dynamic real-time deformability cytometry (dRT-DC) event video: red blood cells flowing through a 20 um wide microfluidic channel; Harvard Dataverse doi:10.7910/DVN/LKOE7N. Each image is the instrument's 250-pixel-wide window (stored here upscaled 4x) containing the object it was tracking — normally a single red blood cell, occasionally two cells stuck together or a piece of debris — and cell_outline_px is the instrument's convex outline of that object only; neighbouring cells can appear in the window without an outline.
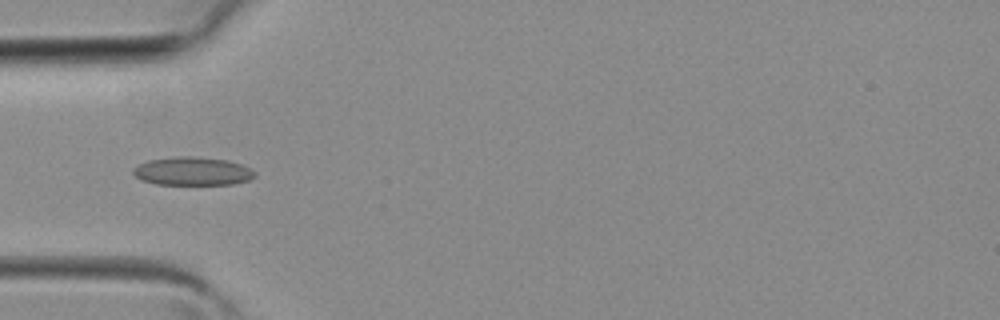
{"species": "common noctule bat (a hibernating species)", "species_latin": "Nyctalus noctula", "temperature_condition": "room temperature", "stored_images_in_passage": 38, "camera_frame_rate_fps": 3000, "um_per_image_px": 0.085, "animal": {"sex": "female", "body_mass_g": 19.3, "forearm_length_mm": 54.1}, "frame": {"image": 1, "passage_image": 11, "time_ms": 3.333, "image_size_px": [1000, 320], "cell_outline_px": [[256, 176], [248, 180], [232, 184], [156, 184], [140, 180], [132, 172], [132, 168], [148, 160], [176, 156], [192, 156], [228, 160], [240, 164], [256, 172]], "centroid_in_image_um": [16.34, 14.55], "position_along_channel_um": 68.7, "area_um2": 20.06}}
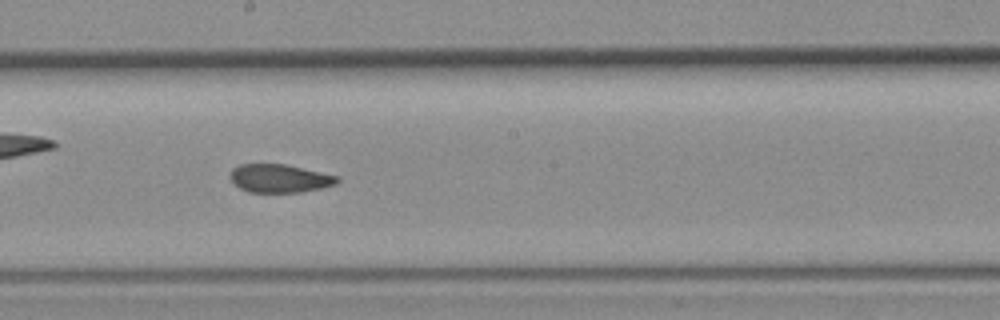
{"frame": {"image": 2, "passage_image": 20, "time_ms": 6.333, "image_size_px": [1000, 320], "cell_outline_px": [[340, 180], [336, 184], [320, 188], [300, 192], [248, 192], [240, 188], [232, 180], [232, 168], [240, 164], [284, 164], [340, 176]], "centroid_in_image_um": [23.8, 15.16], "position_along_channel_um": 224.4, "area_um2": 17.46}}
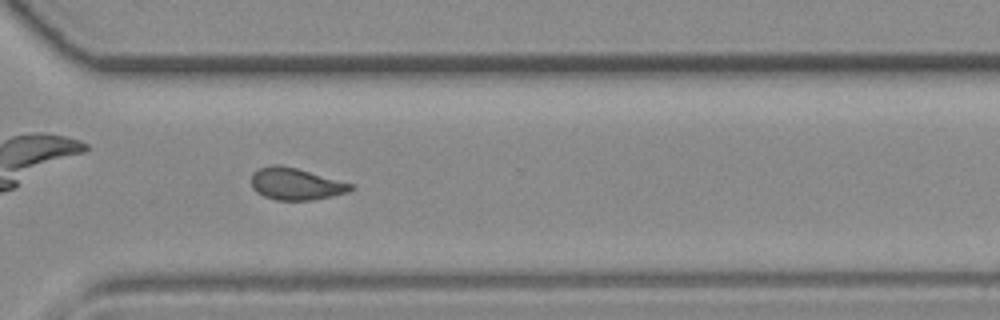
{"frame": {"image": 3, "passage_image": 27, "time_ms": 8.667, "image_size_px": [1000, 320], "cell_outline_px": [[356, 188], [348, 192], [332, 196], [312, 200], [276, 200], [264, 196], [256, 192], [252, 188], [252, 172], [260, 168], [272, 164], [276, 164], [296, 168], [352, 184]], "centroid_in_image_um": [25.12, 15.64], "position_along_channel_um": 345.5, "area_um2": 18.38}}